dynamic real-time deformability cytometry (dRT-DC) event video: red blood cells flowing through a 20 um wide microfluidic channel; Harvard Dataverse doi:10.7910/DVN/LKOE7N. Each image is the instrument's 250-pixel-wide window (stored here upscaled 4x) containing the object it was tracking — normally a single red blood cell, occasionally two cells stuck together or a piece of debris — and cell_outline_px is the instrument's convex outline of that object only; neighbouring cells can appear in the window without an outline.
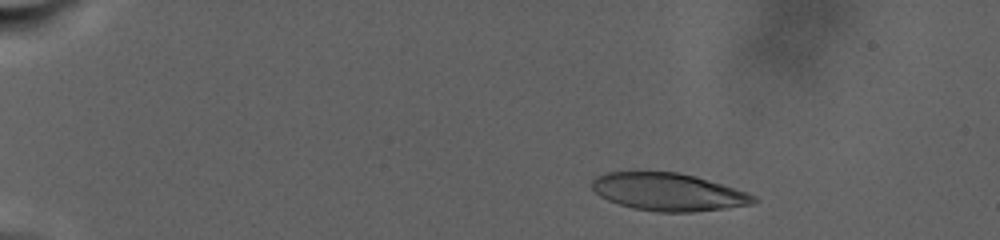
{"species": "human", "species_latin": "Homo sapiens", "temperature_condition": "warm", "stored_images_in_passage": 61, "camera_frame_rate_fps": 3000, "um_per_image_px": 0.085, "donor": {"sex": "male"}, "frame": {"image": 1, "passage_image": 13, "time_ms": 4.0, "image_size_px": [1000, 240], "cell_outline_px": [[760, 200], [752, 204], [724, 208], [692, 212], [656, 212], [632, 208], [608, 200], [600, 196], [592, 188], [592, 180], [596, 176], [604, 172], [676, 172], [708, 180], [748, 192], [756, 196]], "centroid_in_image_um": [56.8, 16.32], "position_along_channel_um": 28.2, "area_um2": 35.32}}
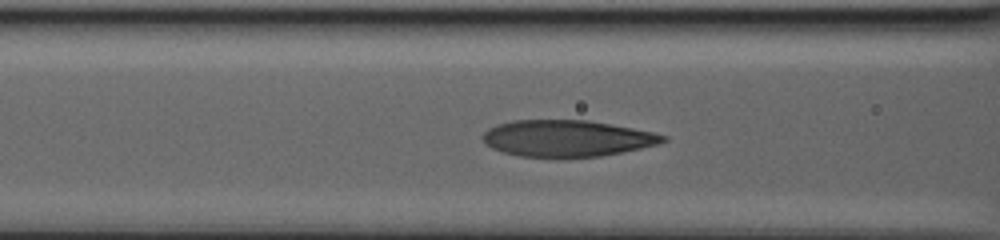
{"frame": {"image": 2, "passage_image": 41, "time_ms": 13.333, "image_size_px": [1000, 240], "cell_outline_px": [[668, 140], [656, 144], [640, 148], [600, 156], [520, 156], [504, 152], [492, 148], [484, 144], [480, 136], [488, 128], [496, 124], [512, 120], [588, 120], [632, 128], [652, 132], [668, 136]], "centroid_in_image_um": [48.13, 11.74], "position_along_channel_um": 118.5, "area_um2": 37.97}}
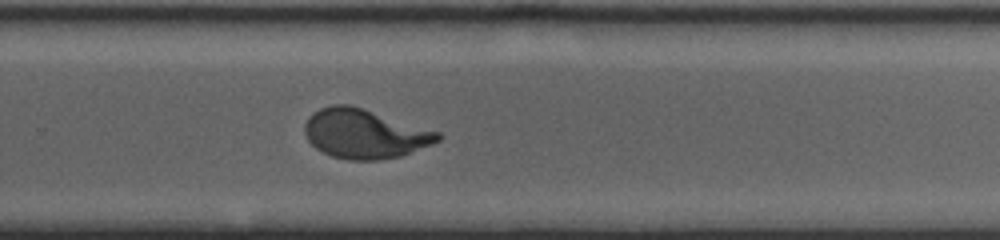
{"frame": {"image": 3, "passage_image": 61, "time_ms": 21.667, "image_size_px": [1000, 240], "cell_outline_px": [[440, 140], [432, 144], [400, 156], [380, 160], [348, 160], [332, 156], [316, 148], [308, 140], [304, 132], [304, 124], [308, 116], [312, 112], [320, 108], [332, 104], [348, 104], [440, 132]], "centroid_in_image_um": [30.95, 11.37], "position_along_channel_um": 298.8, "area_um2": 38.03}}